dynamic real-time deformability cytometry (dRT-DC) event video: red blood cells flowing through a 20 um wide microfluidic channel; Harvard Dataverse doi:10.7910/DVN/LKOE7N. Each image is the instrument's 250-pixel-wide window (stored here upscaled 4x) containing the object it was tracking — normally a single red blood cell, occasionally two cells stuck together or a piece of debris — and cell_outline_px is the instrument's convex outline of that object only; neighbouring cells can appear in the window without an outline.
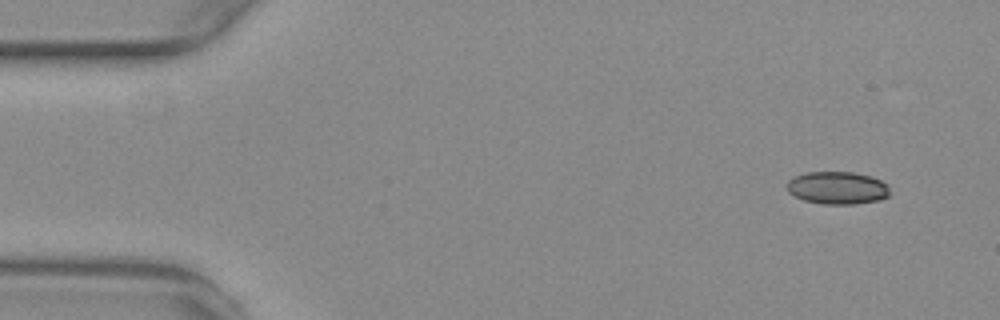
{"species": "common noctule bat (a hibernating species)", "species_latin": "Nyctalus noctula", "temperature_condition": "warm", "stored_images_in_passage": 52, "camera_frame_rate_fps": 3000, "um_per_image_px": 0.085, "animal": {"sex": "female", "body_mass_g": 29.2, "forearm_length_mm": 56.3}, "frame": {"image": 1, "passage_image": 1, "time_ms": 0.0, "image_size_px": [1000, 320], "cell_outline_px": [[888, 196], [880, 200], [856, 204], [824, 204], [804, 200], [788, 192], [788, 180], [804, 172], [852, 172], [872, 176], [888, 184]], "centroid_in_image_um": [71.2, 15.97], "position_along_channel_um": 13.8, "area_um2": 19.54}}
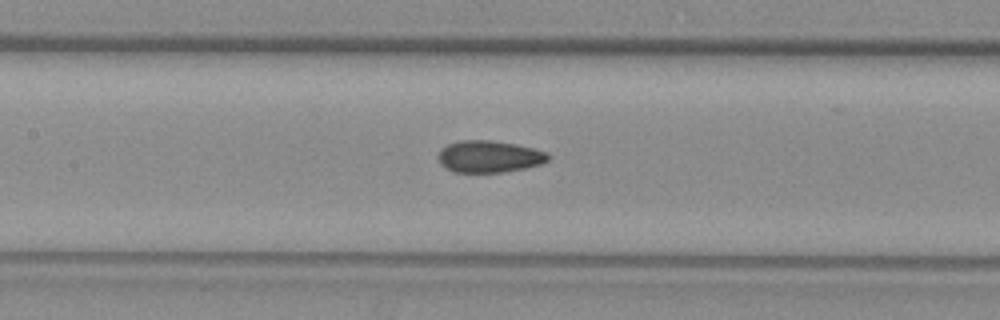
{"frame": {"image": 2, "passage_image": 22, "time_ms": 7.0, "image_size_px": [1000, 320], "cell_outline_px": [[552, 156], [548, 160], [540, 164], [528, 168], [504, 172], [452, 172], [444, 168], [440, 164], [436, 156], [440, 148], [448, 144], [460, 140], [488, 140], [516, 144], [548, 152]], "centroid_in_image_um": [41.55, 13.31], "position_along_channel_um": 165.8, "area_um2": 20.81}}
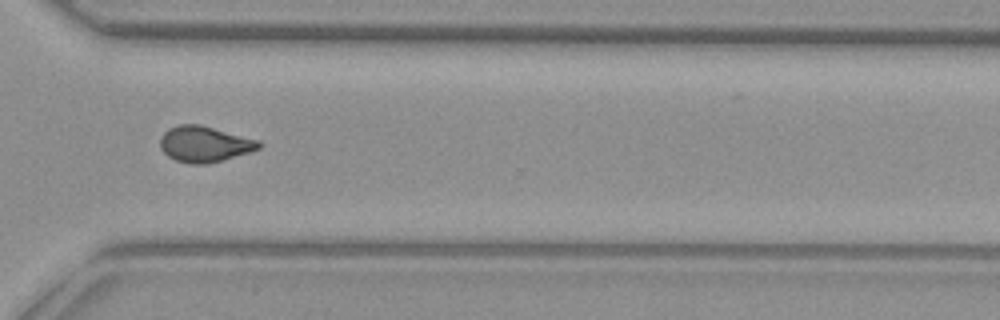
{"frame": {"image": 3, "passage_image": 37, "time_ms": 12.0, "image_size_px": [1000, 320], "cell_outline_px": [[264, 144], [260, 148], [252, 152], [208, 164], [188, 164], [176, 160], [168, 156], [160, 148], [160, 136], [168, 128], [180, 124], [200, 124], [260, 140]], "centroid_in_image_um": [17.41, 12.25], "position_along_channel_um": 353.2, "area_um2": 20.98}, "authors_computed_cell_mechanics": {"area_um2": 20.4034, "velocity_mm_per_s": 3.7509, "shape_relaxation_time_tau1_ms": 8.9988, "shape_relaxation_time_tau2_ms": 2.0271, "deformation_change_tau1": 0.1709, "deformation_change_tau2": 0.0718}}